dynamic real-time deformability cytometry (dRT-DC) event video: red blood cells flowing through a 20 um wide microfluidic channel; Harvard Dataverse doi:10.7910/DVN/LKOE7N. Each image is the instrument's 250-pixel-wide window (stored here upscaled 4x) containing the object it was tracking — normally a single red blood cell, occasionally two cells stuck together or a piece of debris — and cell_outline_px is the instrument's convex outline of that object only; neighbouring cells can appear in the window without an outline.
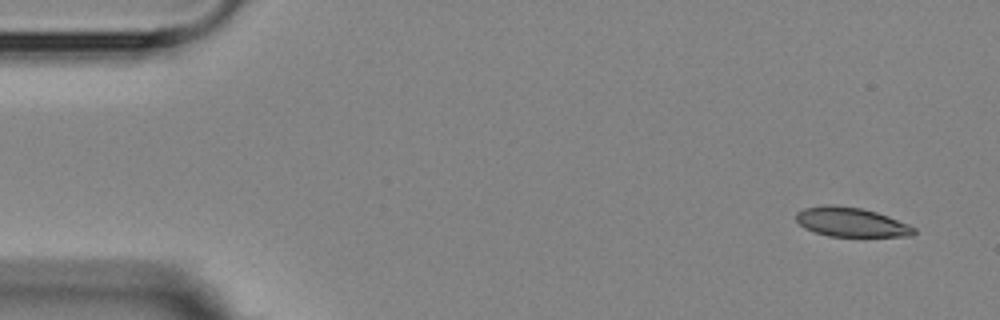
{"species": "Egyptian fruit bat (a non-hibernating species)", "species_latin": "Rousettus aegyptiacus", "temperature_condition": "room temperature", "stored_images_in_passage": 6, "camera_frame_rate_fps": 3000, "um_per_image_px": 0.085, "animal": {"sex": "female"}, "frame": {"image": 1, "passage_image": 1, "time_ms": 0.0, "image_size_px": [1000, 320], "cell_outline_px": [[916, 232], [912, 236], [828, 236], [804, 228], [796, 220], [796, 212], [804, 208], [828, 204], [832, 204], [860, 208], [876, 212], [888, 216], [908, 224], [916, 228]], "centroid_in_image_um": [72.34, 18.88], "position_along_channel_um": 12.7, "area_um2": 20.06}}
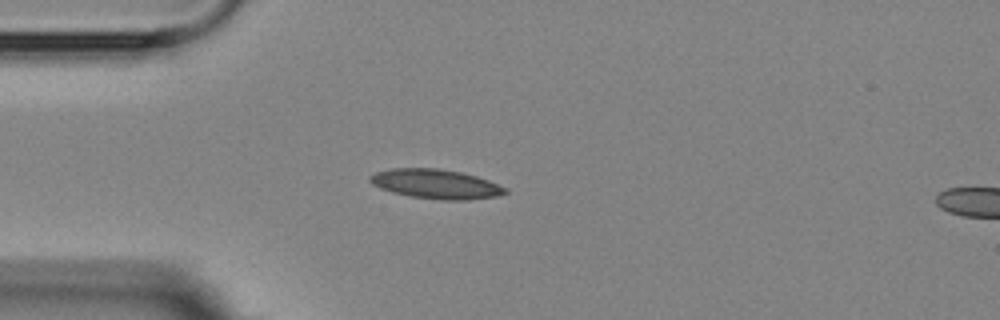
{"frame": {"image": 2, "passage_image": 4, "time_ms": 3.667, "image_size_px": [1000, 320], "cell_outline_px": [[508, 192], [496, 196], [468, 200], [444, 200], [412, 196], [392, 192], [380, 188], [372, 184], [368, 180], [368, 176], [376, 172], [392, 168], [440, 168], [460, 172], [476, 176], [488, 180], [508, 188]], "centroid_in_image_um": [37.04, 15.63], "position_along_channel_um": 48.0, "area_um2": 23.18}}
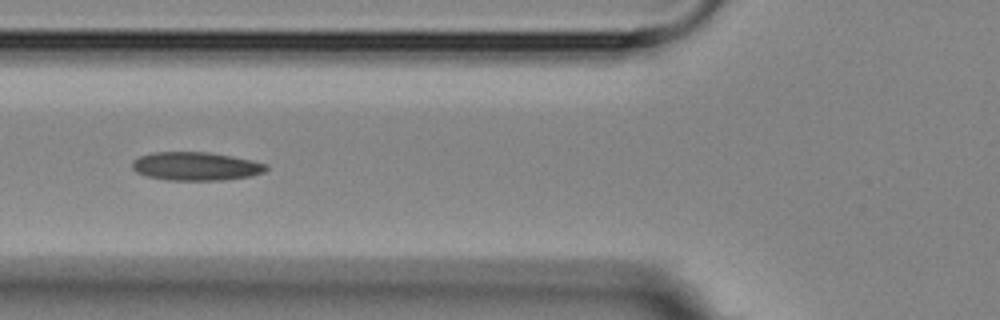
{"frame": {"image": 3, "passage_image": 6, "time_ms": 5.667, "image_size_px": [1000, 320], "cell_outline_px": [[268, 168], [264, 172], [252, 176], [224, 180], [168, 180], [148, 176], [136, 172], [132, 168], [132, 160], [140, 156], [152, 152], [212, 152], [252, 160], [268, 164]], "centroid_in_image_um": [16.67, 14.13], "position_along_channel_um": 109.1, "area_um2": 22.37}}